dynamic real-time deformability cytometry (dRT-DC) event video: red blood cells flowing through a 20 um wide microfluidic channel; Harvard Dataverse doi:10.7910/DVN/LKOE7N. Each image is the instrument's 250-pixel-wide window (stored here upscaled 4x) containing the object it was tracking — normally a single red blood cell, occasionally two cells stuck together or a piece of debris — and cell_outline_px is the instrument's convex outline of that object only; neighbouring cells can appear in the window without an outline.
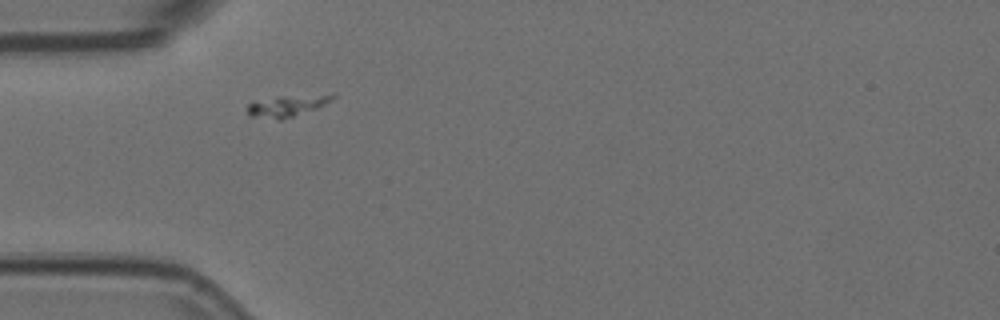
{"species": "Egyptian fruit bat (a non-hibernating species)", "species_latin": "Rousettus aegyptiacus", "temperature_condition": "room temperature", "stored_images_in_passage": 41, "camera_frame_rate_fps": 3000, "um_per_image_px": 0.085, "animal": {"sex": "female"}, "frame": {"image": 1, "passage_image": 1, "time_ms": 0.0, "image_size_px": [1000, 320], "cell_outline_px": [[336, 96], [332, 100], [316, 108], [280, 120], [248, 116], [248, 104], [280, 96], [332, 92], [336, 92]], "centroid_in_image_um": [24.52, 8.96], "position_along_channel_um": 60.5, "area_um2": 10.69}}
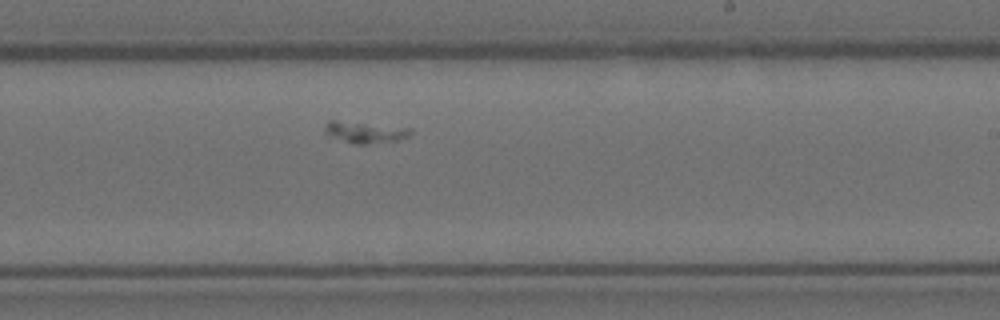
{"frame": {"image": 2, "passage_image": 18, "time_ms": 5.667, "image_size_px": [1000, 320], "cell_outline_px": [[412, 132], [408, 136], [396, 140], [368, 144], [352, 144], [328, 136], [324, 128], [324, 124], [328, 120], [336, 120], [412, 128]], "centroid_in_image_um": [30.97, 11.23], "position_along_channel_um": 258.0, "area_um2": 10.75}}
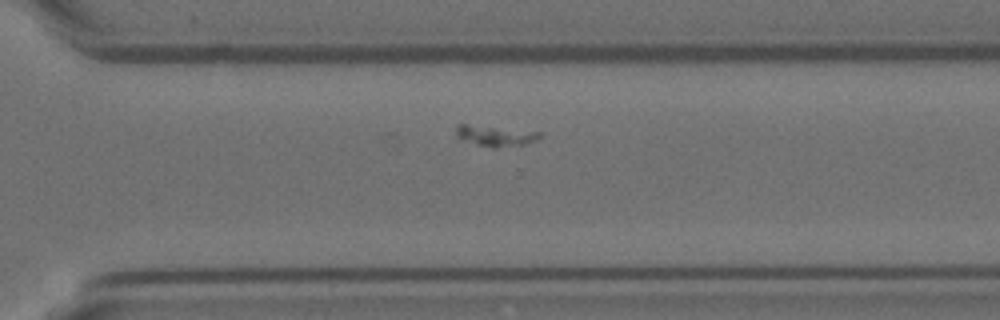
{"frame": {"image": 3, "passage_image": 24, "time_ms": 7.667, "image_size_px": [1000, 320], "cell_outline_px": [[544, 132], [536, 140], [524, 144], [496, 148], [492, 148], [460, 140], [456, 136], [456, 124], [468, 124]], "centroid_in_image_um": [42.07, 11.53], "position_along_channel_um": 328.5, "area_um2": 10.23}}